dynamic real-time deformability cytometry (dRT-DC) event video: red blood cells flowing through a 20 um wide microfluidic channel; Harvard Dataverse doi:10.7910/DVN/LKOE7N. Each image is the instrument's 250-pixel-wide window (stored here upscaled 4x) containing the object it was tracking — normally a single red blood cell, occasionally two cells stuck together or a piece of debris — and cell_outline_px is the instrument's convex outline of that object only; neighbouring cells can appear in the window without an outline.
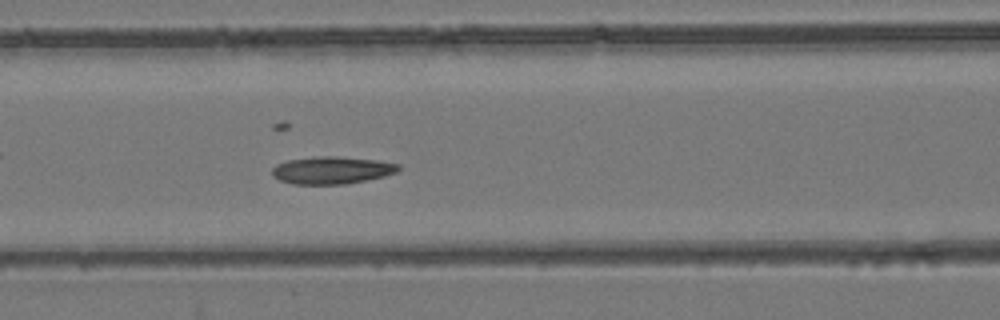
{"species": "common noctule bat (a hibernating species)", "species_latin": "Nyctalus noctula", "temperature_condition": "room temperature", "stored_images_in_passage": 39, "camera_frame_rate_fps": 3000, "um_per_image_px": 0.085, "animal": {"sex": "female", "body_mass_g": 24.6, "forearm_length_mm": 56.2}, "frame": {"image": 1, "passage_image": 8, "time_ms": 2.333, "image_size_px": [1000, 320], "cell_outline_px": [[400, 168], [396, 172], [384, 176], [344, 184], [292, 184], [280, 180], [272, 176], [272, 168], [276, 164], [288, 160], [320, 156], [336, 156], [376, 160], [400, 164]], "centroid_in_image_um": [28.18, 14.46], "position_along_channel_um": 138.4, "area_um2": 20.06}}
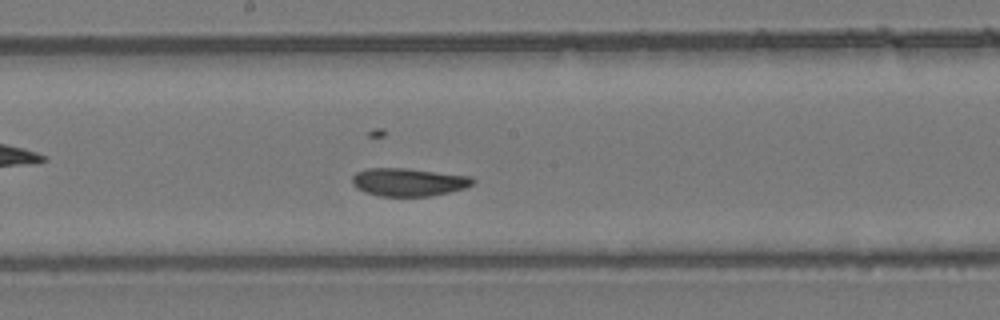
{"frame": {"image": 2, "passage_image": 14, "time_ms": 4.333, "image_size_px": [1000, 320], "cell_outline_px": [[476, 180], [468, 188], [432, 196], [380, 196], [364, 192], [356, 188], [352, 184], [352, 176], [356, 172], [368, 168], [408, 168], [472, 176]], "centroid_in_image_um": [34.75, 15.47], "position_along_channel_um": 213.4, "area_um2": 20.0}}
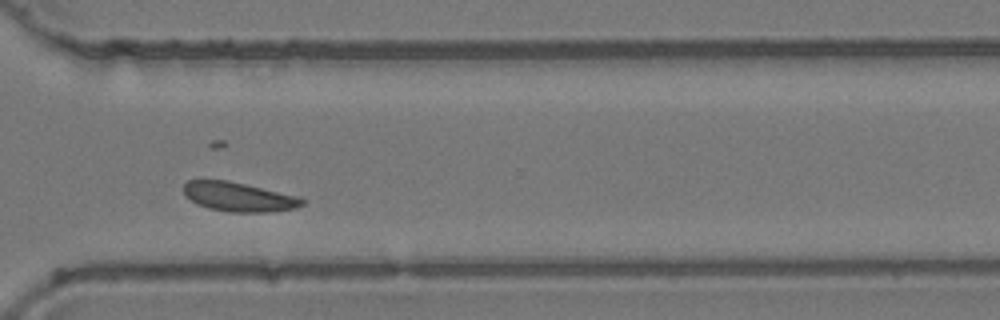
{"frame": {"image": 3, "passage_image": 25, "time_ms": 8.0, "image_size_px": [1000, 320], "cell_outline_px": [[304, 204], [296, 208], [268, 212], [228, 212], [208, 208], [196, 204], [184, 196], [184, 184], [188, 180], [228, 180], [300, 196], [304, 200]], "centroid_in_image_um": [20.28, 16.73], "position_along_channel_um": 350.3, "area_um2": 20.4}, "authors_computed_cell_mechanics": {"area_um2": 20.4034, "velocity_mm_per_s": 3.7504, "shape_relaxation_time_tau1_ms": 3.3317, "shape_relaxation_time_tau2_ms": 2.5754, "deformation_change_tau1": 0.0962, "deformation_change_tau2": 0.0766}}